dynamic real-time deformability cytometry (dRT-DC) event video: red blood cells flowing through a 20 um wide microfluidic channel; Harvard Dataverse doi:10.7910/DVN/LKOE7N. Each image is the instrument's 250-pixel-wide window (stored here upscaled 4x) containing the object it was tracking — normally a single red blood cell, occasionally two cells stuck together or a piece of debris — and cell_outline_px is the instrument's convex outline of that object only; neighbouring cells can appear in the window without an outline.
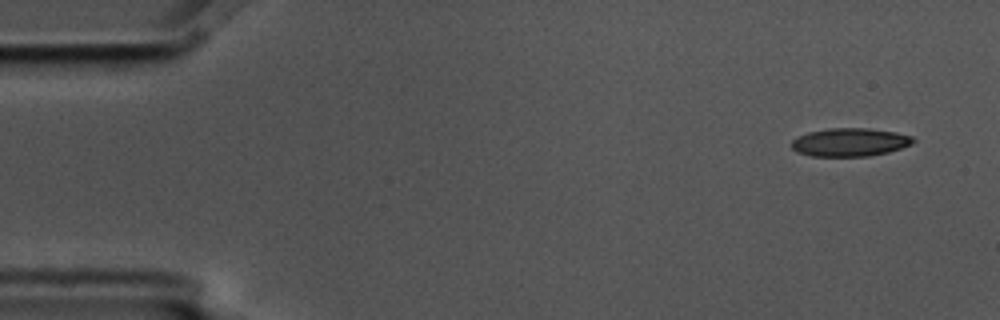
{"species": "common noctule bat (a hibernating species)", "species_latin": "Nyctalus noctula", "temperature_condition": "cold", "stored_images_in_passage": 9, "camera_frame_rate_fps": 3000, "um_per_image_px": 0.085, "animal": {"sex": "male", "body_mass_g": 17.5, "forearm_length_mm": 52.3}, "frame": {"image": 1, "passage_image": 1, "time_ms": 0.0, "image_size_px": [1000, 320], "cell_outline_px": [[916, 140], [912, 144], [888, 152], [868, 156], [812, 156], [796, 152], [792, 148], [792, 140], [808, 132], [828, 128], [868, 128], [896, 132], [912, 136]], "centroid_in_image_um": [72.25, 12.08], "position_along_channel_um": 12.7, "area_um2": 20.0}}